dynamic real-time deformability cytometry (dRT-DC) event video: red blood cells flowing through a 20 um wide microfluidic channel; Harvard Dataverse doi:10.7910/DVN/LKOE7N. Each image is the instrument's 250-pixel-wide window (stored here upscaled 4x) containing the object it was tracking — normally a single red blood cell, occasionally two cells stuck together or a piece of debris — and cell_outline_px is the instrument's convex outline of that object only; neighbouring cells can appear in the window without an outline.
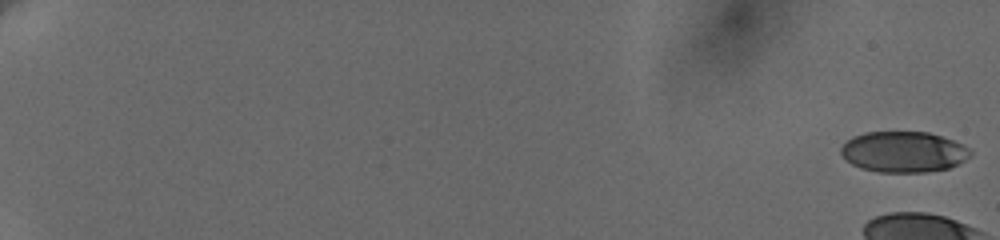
{"species": "human", "species_latin": "Homo sapiens", "temperature_condition": "cold", "stored_images_in_passage": 37, "camera_frame_rate_fps": 3000, "um_per_image_px": 0.085, "donor": {"sex": "female"}, "frame": {"image": 1, "passage_image": 1, "time_ms": 0.0, "image_size_px": [1000, 240], "cell_outline_px": [[972, 152], [964, 160], [948, 168], [924, 172], [880, 172], [864, 168], [852, 164], [840, 152], [840, 148], [852, 136], [864, 132], [928, 132], [952, 140], [968, 148]], "centroid_in_image_um": [76.78, 12.9], "position_along_channel_um": 8.2, "area_um2": 30.35}}
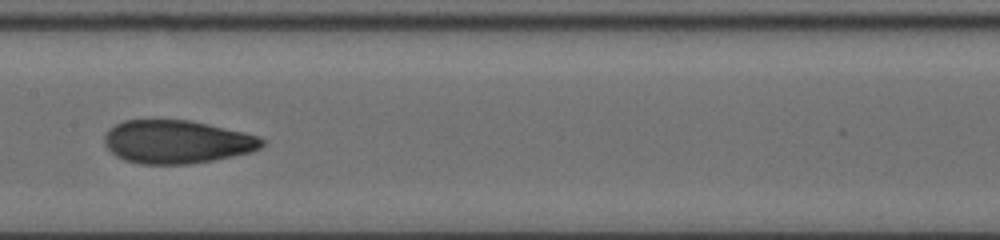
{"frame": {"image": 2, "passage_image": 18, "time_ms": 12.0, "image_size_px": [1000, 240], "cell_outline_px": [[268, 140], [260, 148], [252, 152], [212, 160], [188, 164], [140, 164], [124, 160], [116, 156], [108, 148], [104, 140], [104, 136], [116, 124], [124, 120], [188, 120], [244, 132], [260, 136]], "centroid_in_image_um": [15.07, 12.06], "position_along_channel_um": 192.3, "area_um2": 39.59}}
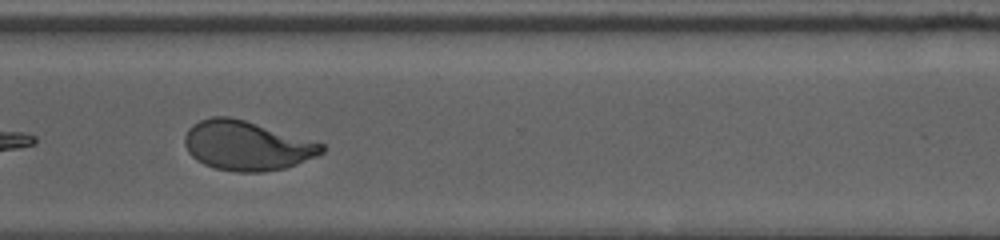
{"frame": {"image": 3, "passage_image": 28, "time_ms": 16.333, "image_size_px": [1000, 240], "cell_outline_px": [[324, 152], [316, 156], [296, 164], [284, 168], [264, 172], [236, 172], [216, 168], [204, 164], [196, 160], [188, 152], [184, 144], [184, 136], [188, 128], [192, 124], [200, 120], [212, 116], [228, 116], [244, 120], [324, 144]], "centroid_in_image_um": [20.93, 12.38], "position_along_channel_um": 349.7, "area_um2": 39.3}, "authors_computed_cell_mechanics": {"area_um2": 39.304, "velocity_mm_per_s": 3.6399, "shape_relaxation_time_tau1_ms": 6.0948, "shape_relaxation_time_tau2_ms": 0.7914, "deformation_change_tau1": 0.1945, "deformation_change_tau2": 0.0605}}